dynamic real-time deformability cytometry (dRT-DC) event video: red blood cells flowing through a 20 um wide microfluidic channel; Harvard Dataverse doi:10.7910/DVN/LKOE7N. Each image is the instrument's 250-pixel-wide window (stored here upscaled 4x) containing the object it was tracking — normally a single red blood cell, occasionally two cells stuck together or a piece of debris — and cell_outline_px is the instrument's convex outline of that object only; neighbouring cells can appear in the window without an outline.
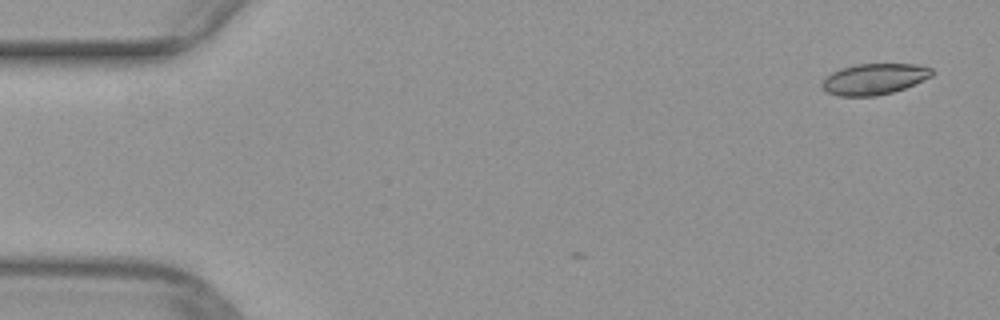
{"species": "common noctule bat (a hibernating species)", "species_latin": "Nyctalus noctula", "temperature_condition": "warm", "stored_images_in_passage": 2, "camera_frame_rate_fps": 3000, "um_per_image_px": 0.085, "animal": {"sex": "female", "body_mass_g": 29.2, "forearm_length_mm": 56.3}, "frame": {"image": 1, "passage_image": 2, "time_ms": 0.333, "image_size_px": [1000, 320], "cell_outline_px": [[936, 72], [932, 76], [904, 88], [892, 92], [876, 96], [840, 96], [828, 92], [820, 84], [832, 72], [840, 68], [856, 64], [916, 64], [932, 68]], "centroid_in_image_um": [74.33, 6.71], "position_along_channel_um": 10.7, "area_um2": 19.77}}